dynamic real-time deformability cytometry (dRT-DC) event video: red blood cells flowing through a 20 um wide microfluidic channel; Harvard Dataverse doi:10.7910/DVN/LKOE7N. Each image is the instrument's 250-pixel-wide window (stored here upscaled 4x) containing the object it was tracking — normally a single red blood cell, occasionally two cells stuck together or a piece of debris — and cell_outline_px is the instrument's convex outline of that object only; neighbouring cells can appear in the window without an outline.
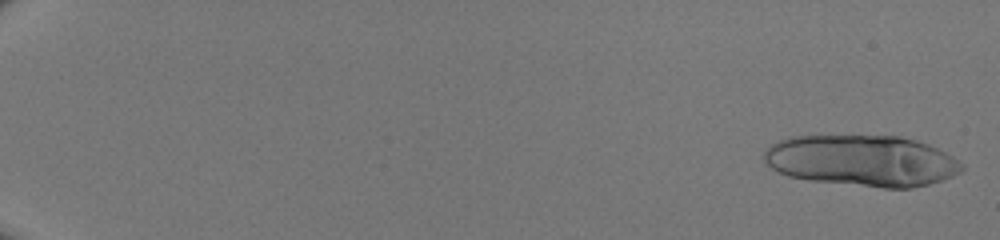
{"species": "human", "species_latin": "Homo sapiens", "temperature_condition": "room temperature", "stored_images_in_passage": 21, "camera_frame_rate_fps": 3000, "um_per_image_px": 0.085, "donor": {"sex": "male"}, "frame": {"image": 1, "passage_image": 1, "time_ms": 0.0, "image_size_px": [1000, 240], "cell_outline_px": [[964, 168], [960, 172], [952, 176], [928, 184], [912, 188], [884, 188], [808, 180], [788, 176], [764, 164], [764, 152], [772, 144], [788, 136], [900, 136], [916, 140], [928, 144], [952, 156], [964, 164]], "centroid_in_image_um": [73.26, 13.66], "position_along_channel_um": 11.7, "area_um2": 59.01}}
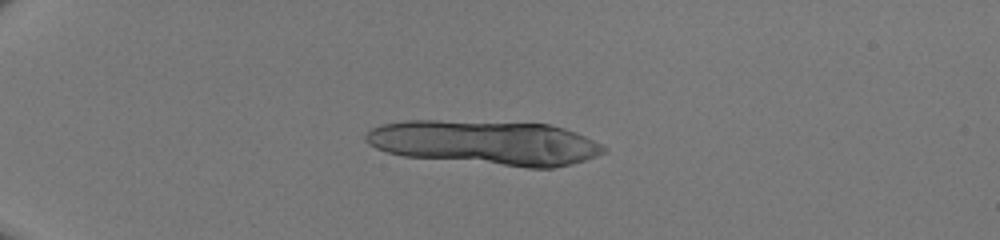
{"frame": {"image": 2, "passage_image": 14, "time_ms": 4.333, "image_size_px": [1000, 240], "cell_outline_px": [[608, 152], [572, 164], [552, 168], [528, 168], [404, 156], [388, 152], [376, 148], [368, 144], [364, 140], [364, 136], [372, 128], [380, 124], [404, 120], [440, 120], [552, 124], [576, 132], [604, 144], [608, 148]], "centroid_in_image_um": [41.29, 12.12], "position_along_channel_um": 43.7, "area_um2": 62.37}}